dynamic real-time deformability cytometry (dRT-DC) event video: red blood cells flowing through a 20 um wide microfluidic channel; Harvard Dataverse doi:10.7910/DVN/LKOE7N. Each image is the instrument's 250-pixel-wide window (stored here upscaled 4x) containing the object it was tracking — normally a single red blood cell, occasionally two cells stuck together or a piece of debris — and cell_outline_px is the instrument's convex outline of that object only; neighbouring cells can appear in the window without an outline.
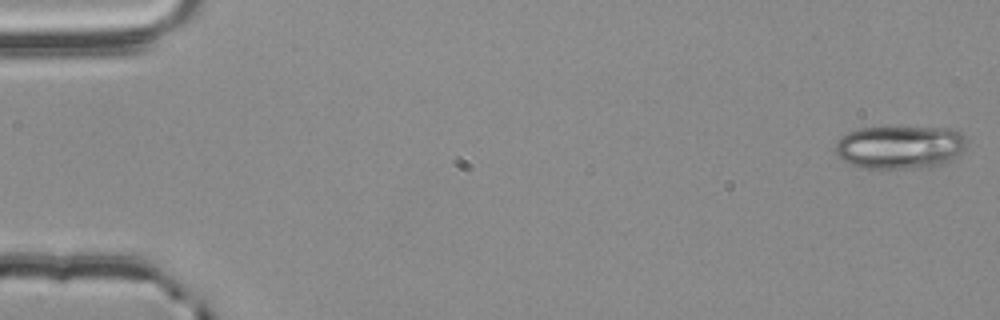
{"species": "common noctule bat (a hibernating species)", "species_latin": "Nyctalus noctula", "temperature_condition": "room temperature", "stored_images_in_passage": 55, "camera_frame_rate_fps": 3000, "um_per_image_px": 0.085, "animal": {"sex": "male", "body_mass_g": 20.4}, "frame": {"image": 1, "passage_image": 1, "time_ms": 0.0, "image_size_px": [1000, 320], "cell_outline_px": [[968, 140], [960, 152], [948, 160], [932, 168], [864, 168], [852, 164], [844, 160], [836, 152], [836, 140], [840, 136], [848, 132], [860, 128], [888, 124], [948, 128], [960, 132]], "centroid_in_image_um": [76.48, 12.44], "position_along_channel_um": 8.5, "area_um2": 33.99}}
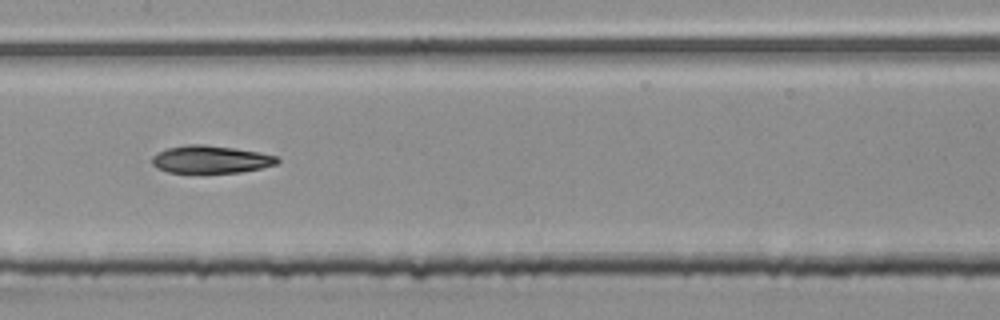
{"frame": {"image": 2, "passage_image": 28, "time_ms": 9.0, "image_size_px": [1000, 320], "cell_outline_px": [[280, 160], [276, 164], [260, 168], [240, 172], [168, 172], [156, 168], [152, 164], [152, 156], [156, 152], [168, 148], [188, 144], [204, 144], [236, 148], [260, 152], [280, 156]], "centroid_in_image_um": [17.92, 13.53], "position_along_channel_um": 189.5, "area_um2": 20.23}}
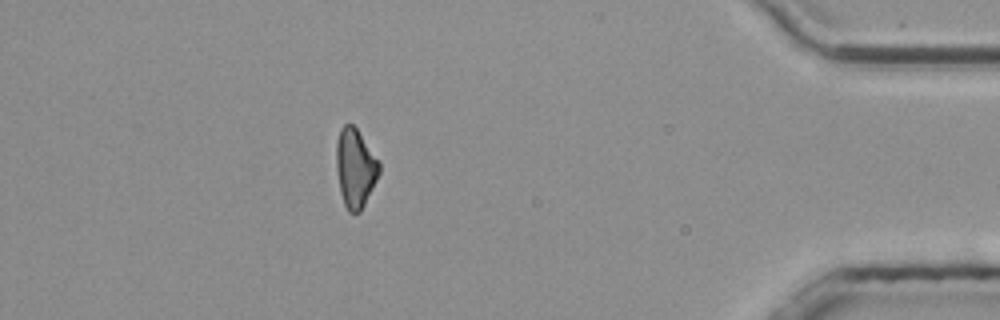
{"frame": {"image": 3, "passage_image": 49, "time_ms": 16.0, "image_size_px": [1000, 320], "cell_outline_px": [[380, 172], [360, 212], [348, 212], [344, 204], [340, 192], [336, 168], [336, 140], [340, 128], [344, 124], [352, 124], [356, 128], [380, 164]], "centroid_in_image_um": [30.16, 14.28], "position_along_channel_um": 405.0, "area_um2": 19.42}, "authors_computed_cell_mechanics": {"area_um2": 21.1548, "velocity_mm_per_s": 3.7808, "shape_relaxation_time_tau1_ms": null, "shape_relaxation_time_tau2_ms": 7.0309, "deformation_change_tau1": null, "deformation_change_tau2": 0.1597}}